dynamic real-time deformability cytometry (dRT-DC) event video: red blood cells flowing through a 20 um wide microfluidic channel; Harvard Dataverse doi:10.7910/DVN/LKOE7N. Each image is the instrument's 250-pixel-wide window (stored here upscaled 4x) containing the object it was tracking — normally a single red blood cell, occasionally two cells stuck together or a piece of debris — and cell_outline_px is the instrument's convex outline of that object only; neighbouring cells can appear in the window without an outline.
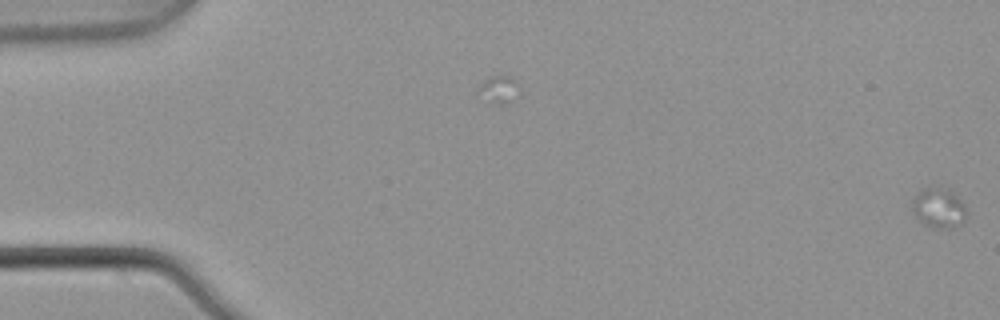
{"species": "common noctule bat (a hibernating species)", "species_latin": "Nyctalus noctula", "temperature_condition": "warm", "stored_images_in_passage": 2, "camera_frame_rate_fps": 3000, "um_per_image_px": 0.085, "animal": {"sex": "male", "body_mass_g": 21.5, "forearm_length_mm": 52.0}, "frame": {"image": 1, "passage_image": 2, "time_ms": 0.333, "image_size_px": [1000, 320], "cell_outline_px": [[964, 220], [960, 224], [928, 224], [920, 220], [912, 212], [912, 204], [916, 196], [924, 188], [948, 188], [964, 204]], "centroid_in_image_um": [79.76, 17.59], "position_along_channel_um": 5.2, "area_um2": 11.39}}